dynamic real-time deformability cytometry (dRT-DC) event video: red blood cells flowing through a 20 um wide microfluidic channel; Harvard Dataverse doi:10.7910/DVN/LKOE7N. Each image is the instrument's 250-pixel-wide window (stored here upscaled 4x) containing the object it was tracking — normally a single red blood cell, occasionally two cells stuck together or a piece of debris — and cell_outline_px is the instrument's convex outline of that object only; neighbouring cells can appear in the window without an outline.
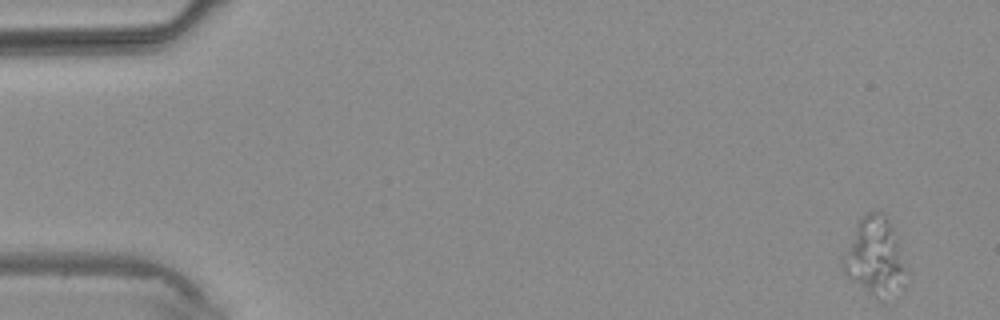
{"species": "common noctule bat (a hibernating species)", "species_latin": "Nyctalus noctula", "temperature_condition": "warm", "stored_images_in_passage": 3, "camera_frame_rate_fps": 3000, "um_per_image_px": 0.085, "animal": {"sex": "male", "body_mass_g": 20.4}, "frame": {"image": 1, "passage_image": 1, "time_ms": 0.0, "image_size_px": [1000, 320], "cell_outline_px": [[904, 288], [876, 296], [872, 296], [848, 276], [844, 272], [840, 264], [840, 260], [856, 224], [860, 216], [868, 212], [884, 212], [896, 232], [904, 268]], "centroid_in_image_um": [74.31, 21.72], "position_along_channel_um": 10.7, "area_um2": 27.98}}
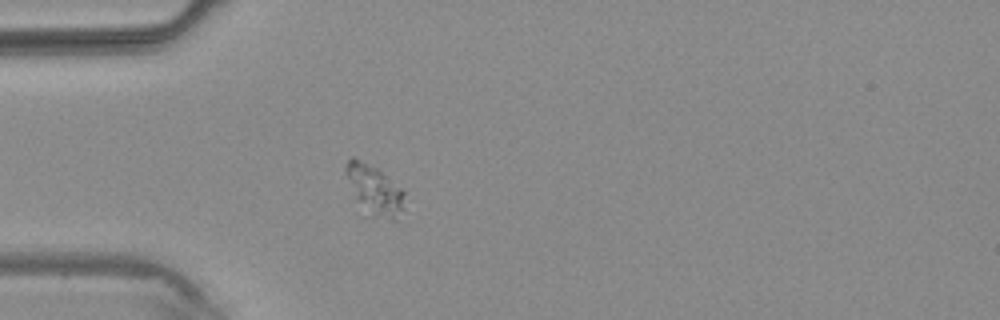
{"frame": {"image": 2, "passage_image": 3, "time_ms": 3.333, "image_size_px": [1000, 320], "cell_outline_px": [[404, 192], [400, 208], [396, 220], [392, 220], [372, 216], [356, 196], [344, 172], [344, 168], [348, 160], [352, 156], [376, 168], [400, 188]], "centroid_in_image_um": [31.79, 16.1], "position_along_channel_um": 53.2, "area_um2": 15.84}}